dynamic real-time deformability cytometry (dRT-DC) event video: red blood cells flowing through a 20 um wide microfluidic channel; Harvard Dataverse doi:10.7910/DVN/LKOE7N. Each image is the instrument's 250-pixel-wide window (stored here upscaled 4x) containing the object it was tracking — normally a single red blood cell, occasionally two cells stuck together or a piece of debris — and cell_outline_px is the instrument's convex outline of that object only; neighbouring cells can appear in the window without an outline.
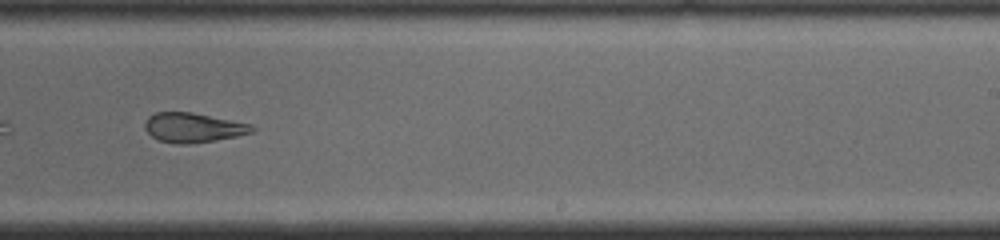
{"species": "common noctule bat (a hibernating species)", "species_latin": "Nyctalus noctula", "temperature_condition": "cold", "stored_images_in_passage": 30, "camera_frame_rate_fps": 3000, "um_per_image_px": 0.085, "animal": {"sex": "male", "body_mass_g": 19.0, "forearm_length_mm": 50.8}, "frame": {"image": 1, "passage_image": 18, "time_ms": 5.667, "image_size_px": [1000, 240], "cell_outline_px": [[256, 128], [252, 132], [236, 136], [188, 144], [176, 144], [160, 140], [152, 136], [144, 128], [144, 124], [148, 116], [156, 112], [192, 112], [252, 124]], "centroid_in_image_um": [16.41, 10.83], "position_along_channel_um": 272.6, "area_um2": 18.32}, "authors_computed_cell_mechanics": {"area_um2": 19.652, "velocity_mm_per_s": 3.8975, "shape_relaxation_time_tau1_ms": null, "shape_relaxation_time_tau2_ms": 1.903, "deformation_change_tau1": null, "deformation_change_tau2": 0.0959}}